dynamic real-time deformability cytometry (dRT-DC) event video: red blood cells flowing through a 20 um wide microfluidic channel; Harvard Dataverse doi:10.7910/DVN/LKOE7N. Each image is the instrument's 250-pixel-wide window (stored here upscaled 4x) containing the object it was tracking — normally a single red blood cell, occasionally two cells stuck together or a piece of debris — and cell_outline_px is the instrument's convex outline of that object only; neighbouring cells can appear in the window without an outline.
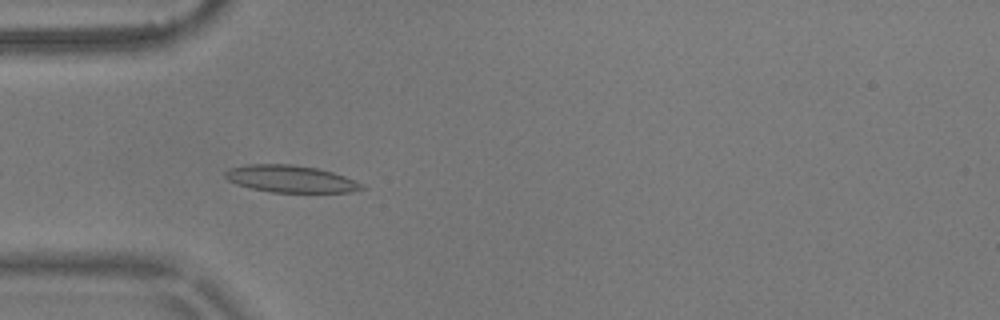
{"species": "common noctule bat (a hibernating species)", "species_latin": "Nyctalus noctula", "temperature_condition": "warm", "stored_images_in_passage": 6, "camera_frame_rate_fps": 3000, "um_per_image_px": 0.085, "animal": {"sex": "male", "body_mass_g": 17.9}, "frame": {"image": 1, "passage_image": 5, "time_ms": 1.333, "image_size_px": [1000, 320], "cell_outline_px": [[368, 188], [348, 192], [272, 192], [252, 188], [236, 184], [228, 180], [224, 176], [224, 172], [228, 168], [248, 164], [292, 164], [316, 168], [332, 172], [344, 176], [364, 184]], "centroid_in_image_um": [24.7, 15.2], "position_along_channel_um": 60.3, "area_um2": 21.56}}